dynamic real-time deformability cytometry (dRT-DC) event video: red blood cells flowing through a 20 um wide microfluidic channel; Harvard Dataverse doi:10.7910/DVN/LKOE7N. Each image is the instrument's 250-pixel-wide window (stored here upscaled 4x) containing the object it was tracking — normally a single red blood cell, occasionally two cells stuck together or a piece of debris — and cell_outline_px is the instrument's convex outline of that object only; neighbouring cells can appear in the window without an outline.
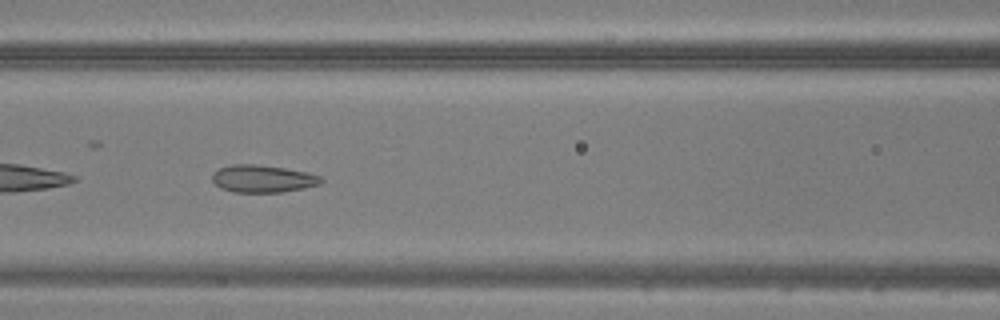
{"species": "common noctule bat (a hibernating species)", "species_latin": "Nyctalus noctula", "temperature_condition": "warm", "stored_images_in_passage": 47, "camera_frame_rate_fps": 3000, "um_per_image_px": 0.085, "animal": {"sex": "male", "body_mass_g": 20.5, "forearm_length_mm": 52.5}, "frame": {"image": 1, "passage_image": 21, "time_ms": 6.667, "image_size_px": [1000, 320], "cell_outline_px": [[324, 180], [320, 184], [304, 188], [280, 192], [232, 192], [220, 188], [212, 180], [212, 172], [220, 168], [232, 164], [256, 164], [284, 168], [304, 172], [320, 176]], "centroid_in_image_um": [22.3, 15.19], "position_along_channel_um": 144.3, "area_um2": 17.34}}
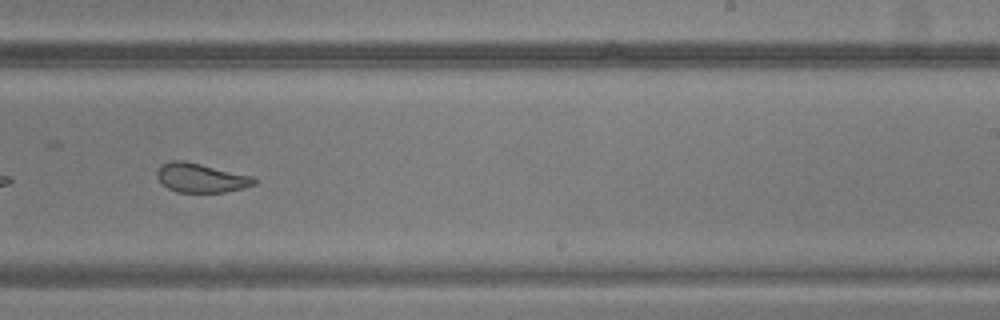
{"frame": {"image": 2, "passage_image": 30, "time_ms": 9.667, "image_size_px": [1000, 320], "cell_outline_px": [[256, 184], [244, 188], [224, 192], [176, 192], [168, 188], [156, 176], [156, 172], [160, 164], [172, 160], [184, 160], [252, 176], [256, 180]], "centroid_in_image_um": [17.06, 15.11], "position_along_channel_um": 271.9, "area_um2": 16.47}}
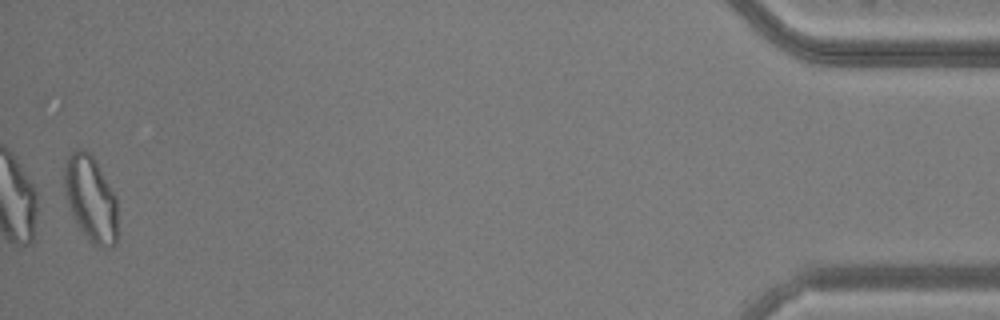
{"frame": {"image": 3, "passage_image": 47, "time_ms": 15.333, "image_size_px": [1000, 320], "cell_outline_px": [[116, 244], [112, 248], [100, 248], [88, 240], [80, 228], [68, 204], [64, 192], [64, 164], [68, 156], [76, 148], [80, 148], [88, 152], [92, 156], [116, 196]], "centroid_in_image_um": [7.7, 16.9], "position_along_channel_um": 427.5, "area_um2": 26.41}}